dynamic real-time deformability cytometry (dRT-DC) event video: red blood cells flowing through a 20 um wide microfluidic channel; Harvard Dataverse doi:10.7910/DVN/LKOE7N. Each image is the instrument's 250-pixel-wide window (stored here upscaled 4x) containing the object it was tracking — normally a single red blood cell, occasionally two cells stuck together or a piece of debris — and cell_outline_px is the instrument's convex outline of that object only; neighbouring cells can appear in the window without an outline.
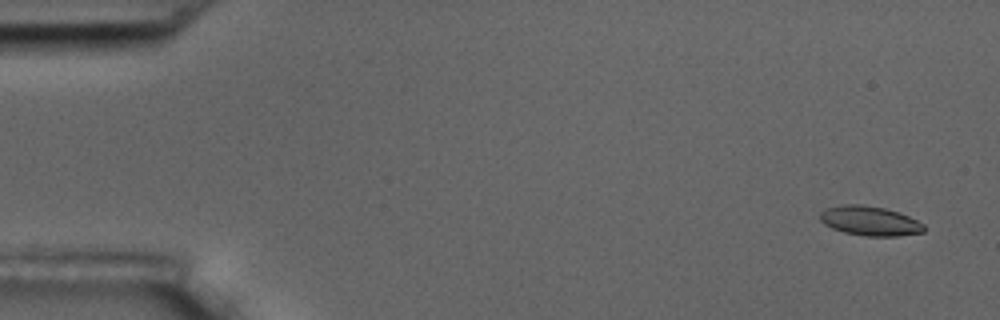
{"species": "common noctule bat (a hibernating species)", "species_latin": "Nyctalus noctula", "temperature_condition": "room temperature", "stored_images_in_passage": 6, "camera_frame_rate_fps": 3000, "um_per_image_px": 0.085, "animal": {"sex": "male", "body_mass_g": 17.5, "forearm_length_mm": 52.3}, "frame": {"image": 1, "passage_image": 1, "time_ms": 0.0, "image_size_px": [1000, 320], "cell_outline_px": [[924, 232], [896, 236], [864, 236], [844, 232], [832, 228], [824, 224], [820, 220], [820, 212], [824, 208], [840, 204], [860, 204], [884, 208], [900, 212], [924, 224]], "centroid_in_image_um": [73.9, 18.76], "position_along_channel_um": 11.1, "area_um2": 17.98}}